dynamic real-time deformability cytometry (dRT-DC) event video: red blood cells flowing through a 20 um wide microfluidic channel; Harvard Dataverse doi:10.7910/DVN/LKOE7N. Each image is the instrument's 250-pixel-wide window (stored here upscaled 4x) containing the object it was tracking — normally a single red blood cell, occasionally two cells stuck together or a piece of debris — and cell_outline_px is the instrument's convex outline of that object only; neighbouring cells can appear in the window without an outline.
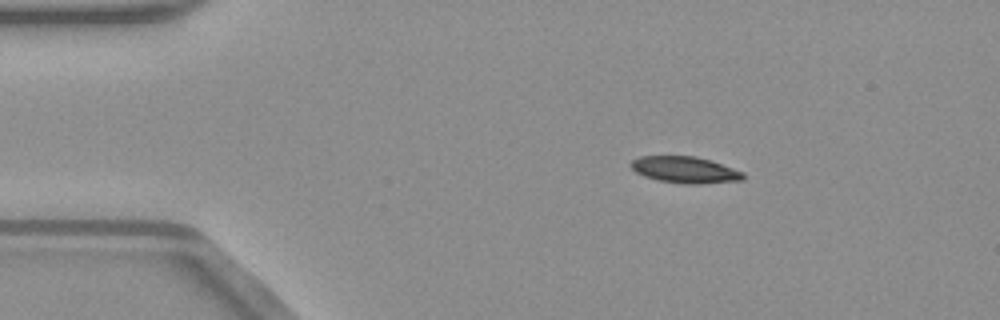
{"species": "common noctule bat (a hibernating species)", "species_latin": "Nyctalus noctula", "temperature_condition": "warm", "stored_images_in_passage": 44, "camera_frame_rate_fps": 3000, "um_per_image_px": 0.085, "animal": {"sex": "male", "body_mass_g": 23.1, "forearm_length_mm": 52.7}, "frame": {"image": 1, "passage_image": 1, "time_ms": 0.0, "image_size_px": [1000, 320], "cell_outline_px": [[744, 180], [696, 184], [680, 184], [656, 180], [644, 176], [636, 172], [628, 164], [632, 160], [640, 156], [696, 156], [712, 160], [744, 172]], "centroid_in_image_um": [58.22, 14.43], "position_along_channel_um": 26.8, "area_um2": 17.57}}
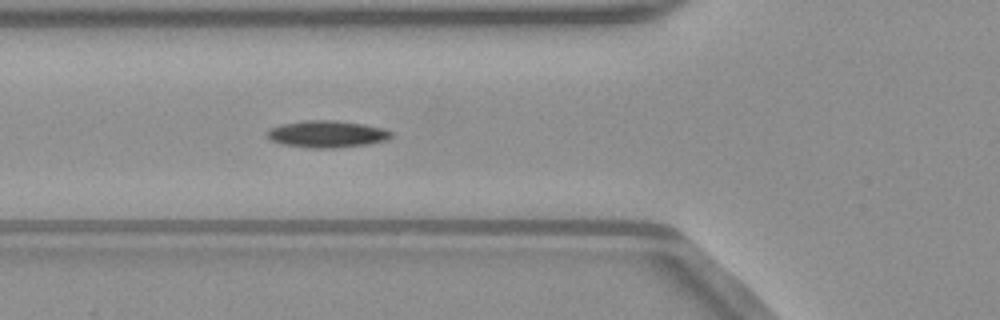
{"frame": {"image": 2, "passage_image": 11, "time_ms": 3.333, "image_size_px": [1000, 320], "cell_outline_px": [[392, 136], [388, 140], [368, 144], [332, 148], [308, 148], [284, 144], [272, 140], [268, 136], [268, 128], [280, 124], [304, 120], [332, 120], [364, 124], [380, 128], [392, 132]], "centroid_in_image_um": [27.78, 11.39], "position_along_channel_um": 98.0, "area_um2": 19.36}}
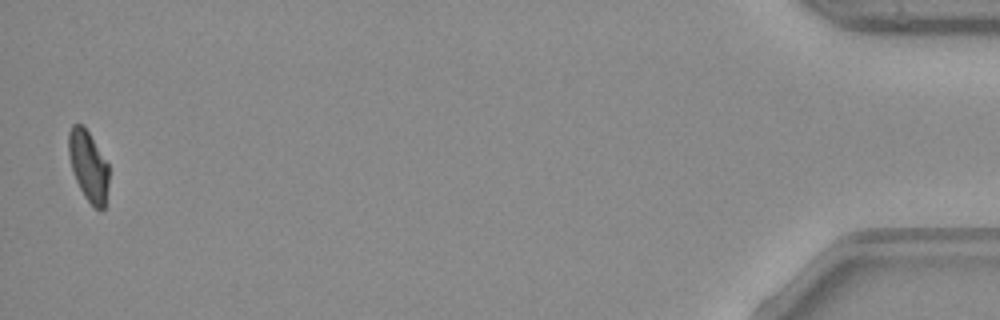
{"frame": {"image": 3, "passage_image": 43, "time_ms": 14.0, "image_size_px": [1000, 320], "cell_outline_px": [[108, 184], [104, 208], [100, 212], [84, 196], [72, 172], [68, 156], [68, 132], [72, 124], [84, 124], [108, 164]], "centroid_in_image_um": [7.49, 14.07], "position_along_channel_um": 427.7, "area_um2": 16.59}}